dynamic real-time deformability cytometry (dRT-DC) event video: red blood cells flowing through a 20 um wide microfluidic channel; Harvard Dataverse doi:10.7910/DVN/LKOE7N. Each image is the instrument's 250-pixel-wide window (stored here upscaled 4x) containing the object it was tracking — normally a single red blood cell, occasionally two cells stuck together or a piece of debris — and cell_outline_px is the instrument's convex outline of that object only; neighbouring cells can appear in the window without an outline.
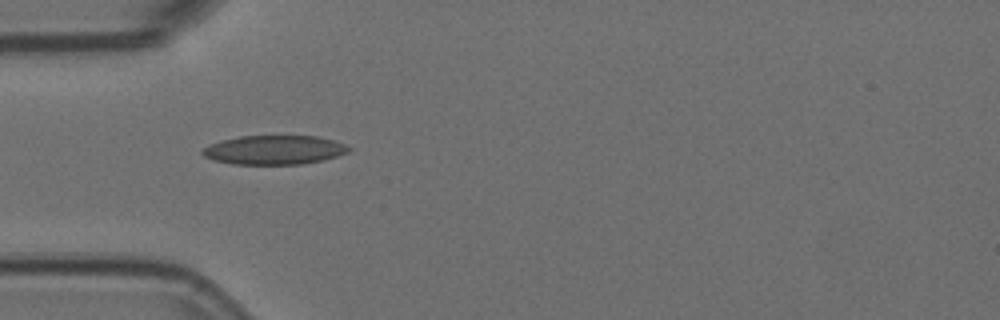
{"species": "Egyptian fruit bat (a non-hibernating species)", "species_latin": "Rousettus aegyptiacus", "temperature_condition": "room temperature", "stored_images_in_passage": 5, "camera_frame_rate_fps": 3000, "um_per_image_px": 0.085, "animal": {"sex": "female"}, "frame": {"image": 1, "passage_image": 5, "time_ms": 1.333, "image_size_px": [1000, 320], "cell_outline_px": [[352, 148], [348, 152], [324, 160], [300, 164], [232, 164], [216, 160], [204, 156], [200, 152], [208, 144], [220, 140], [240, 136], [316, 136], [332, 140], [344, 144]], "centroid_in_image_um": [23.29, 12.74], "position_along_channel_um": 61.7, "area_um2": 24.74}}